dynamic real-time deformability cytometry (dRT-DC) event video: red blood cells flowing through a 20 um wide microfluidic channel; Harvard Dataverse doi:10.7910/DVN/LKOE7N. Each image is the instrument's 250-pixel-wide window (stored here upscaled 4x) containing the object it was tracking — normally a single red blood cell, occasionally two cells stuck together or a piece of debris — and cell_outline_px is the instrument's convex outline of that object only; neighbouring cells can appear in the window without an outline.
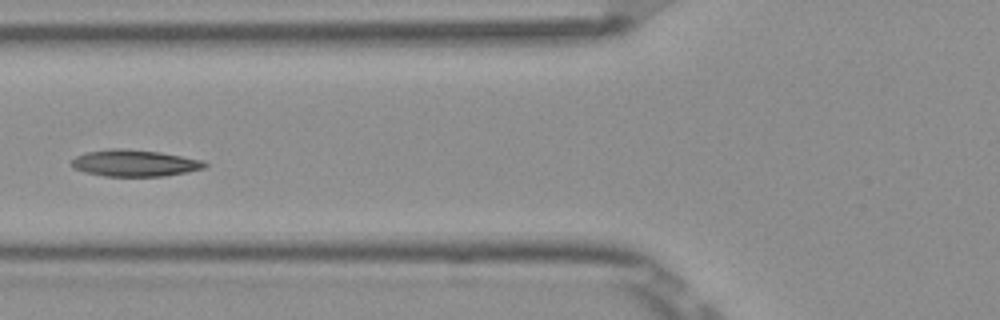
{"species": "Egyptian fruit bat (a non-hibernating species)", "species_latin": "Rousettus aegyptiacus", "temperature_condition": "room temperature", "stored_images_in_passage": 7, "camera_frame_rate_fps": 3000, "um_per_image_px": 0.085, "frame": {"image": 1, "passage_image": 6, "time_ms": 1.667, "image_size_px": [1000, 320], "cell_outline_px": [[208, 164], [204, 168], [188, 172], [164, 176], [104, 176], [84, 172], [72, 168], [72, 160], [76, 156], [84, 152], [108, 148], [120, 148], [160, 152], [204, 160]], "centroid_in_image_um": [11.43, 13.86], "position_along_channel_um": 114.4, "area_um2": 20.87}}
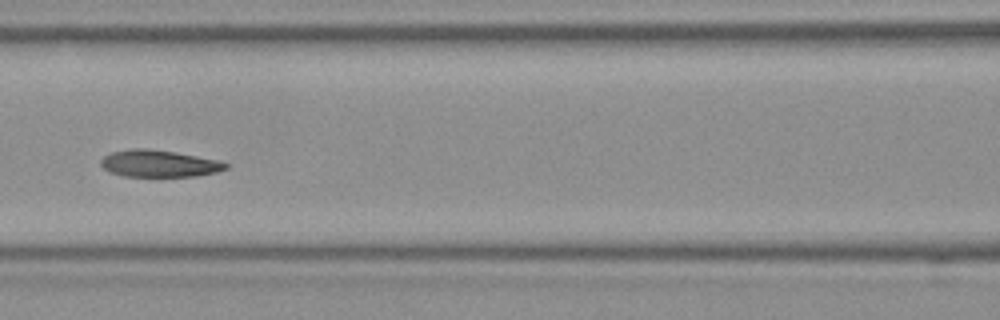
{"frame": {"image": 2, "passage_image": 7, "time_ms": 2.0, "image_size_px": [1000, 320], "cell_outline_px": [[228, 168], [216, 172], [196, 176], [124, 176], [108, 172], [100, 164], [100, 160], [104, 156], [112, 152], [132, 148], [148, 148], [176, 152], [216, 160], [228, 164]], "centroid_in_image_um": [13.48, 13.9], "position_along_channel_um": 153.1, "area_um2": 19.54}}